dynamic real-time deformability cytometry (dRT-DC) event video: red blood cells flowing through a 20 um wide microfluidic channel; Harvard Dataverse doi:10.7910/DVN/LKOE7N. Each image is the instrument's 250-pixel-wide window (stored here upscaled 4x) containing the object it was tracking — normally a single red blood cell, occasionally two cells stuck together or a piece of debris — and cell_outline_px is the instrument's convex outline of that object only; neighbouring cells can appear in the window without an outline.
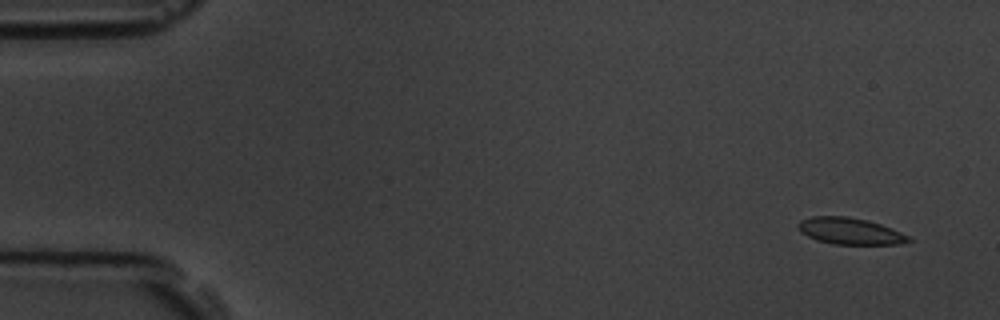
{"species": "common noctule bat (a hibernating species)", "species_latin": "Nyctalus noctula", "temperature_condition": "room temperature", "stored_images_in_passage": 5, "camera_frame_rate_fps": 3000, "um_per_image_px": 0.085, "animal": {"sex": "male", "body_mass_g": 19.5, "forearm_length_mm": 54.6}, "frame": {"image": 1, "passage_image": 1, "time_ms": 0.0, "image_size_px": [1000, 320], "cell_outline_px": [[912, 240], [900, 244], [832, 244], [816, 240], [800, 232], [796, 224], [800, 220], [812, 216], [848, 216], [868, 220], [880, 224], [900, 232], [908, 236]], "centroid_in_image_um": [72.2, 19.64], "position_along_channel_um": 12.8, "area_um2": 17.11}}
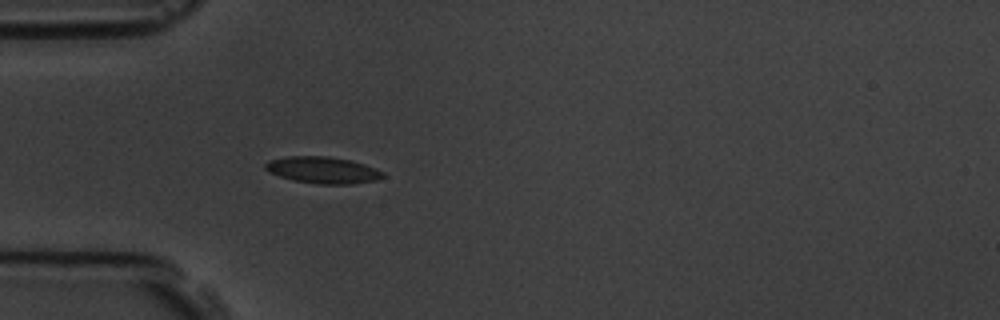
{"frame": {"image": 2, "passage_image": 5, "time_ms": 4.333, "image_size_px": [1000, 320], "cell_outline_px": [[384, 176], [376, 180], [352, 184], [316, 184], [292, 180], [268, 172], [264, 168], [264, 164], [268, 160], [288, 156], [328, 156], [348, 160], [364, 164], [376, 168], [384, 172]], "centroid_in_image_um": [27.41, 14.46], "position_along_channel_um": 57.6, "area_um2": 18.32}}